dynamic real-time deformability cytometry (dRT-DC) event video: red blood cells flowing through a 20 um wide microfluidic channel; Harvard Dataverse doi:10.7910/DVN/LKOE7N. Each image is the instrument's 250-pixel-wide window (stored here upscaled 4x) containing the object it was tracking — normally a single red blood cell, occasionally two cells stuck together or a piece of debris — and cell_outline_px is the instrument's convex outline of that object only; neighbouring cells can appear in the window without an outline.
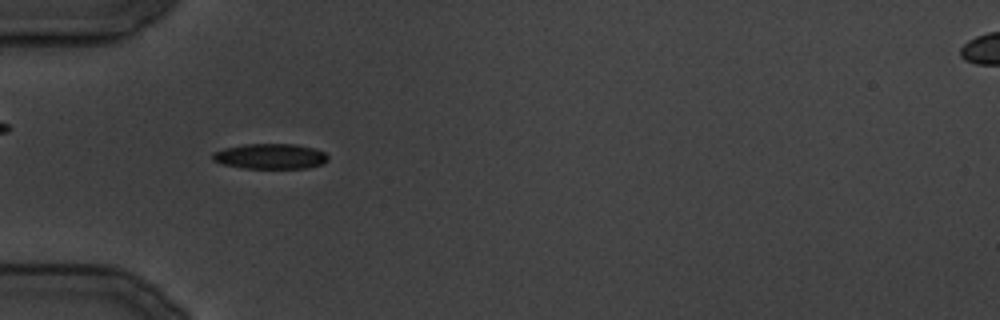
{"species": "common noctule bat (a hibernating species)", "species_latin": "Nyctalus noctula", "temperature_condition": "cold", "stored_images_in_passage": 12, "camera_frame_rate_fps": 3000, "um_per_image_px": 0.085, "animal": {"sex": "male", "body_mass_g": 19.5, "forearm_length_mm": 54.6}, "frame": {"image": 1, "passage_image": 6, "time_ms": 6.0, "image_size_px": [1000, 320], "cell_outline_px": [[328, 160], [324, 164], [308, 168], [244, 168], [224, 164], [212, 160], [212, 152], [224, 148], [244, 144], [296, 144], [316, 148], [324, 152], [328, 156]], "centroid_in_image_um": [23.01, 13.28], "position_along_channel_um": 62.0, "area_um2": 17.17}}
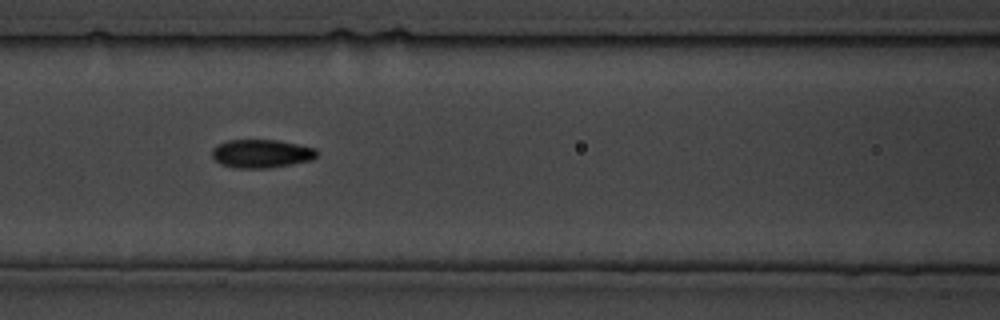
{"frame": {"image": 2, "passage_image": 10, "time_ms": 11.333, "image_size_px": [1000, 320], "cell_outline_px": [[320, 152], [312, 160], [292, 164], [268, 168], [232, 168], [220, 164], [212, 156], [212, 148], [216, 144], [228, 140], [276, 140], [316, 148]], "centroid_in_image_um": [22.21, 13.06], "position_along_channel_um": 144.4, "area_um2": 17.51}}
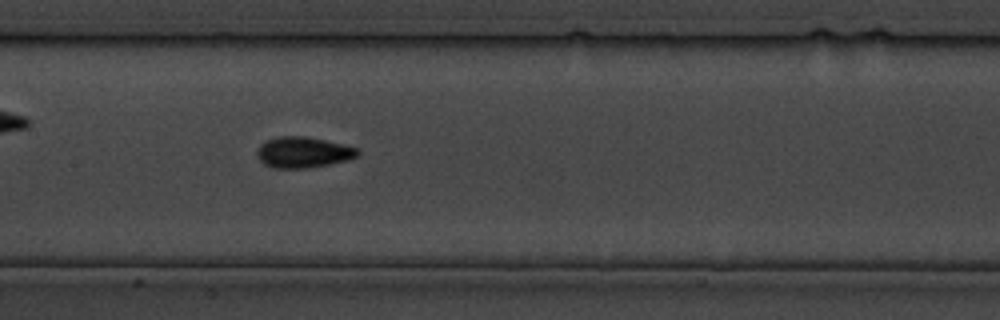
{"frame": {"image": 3, "passage_image": 12, "time_ms": 13.667, "image_size_px": [1000, 320], "cell_outline_px": [[360, 156], [348, 160], [328, 164], [304, 168], [276, 168], [264, 164], [256, 156], [256, 152], [260, 144], [264, 140], [280, 136], [304, 136], [344, 144], [360, 148]], "centroid_in_image_um": [25.78, 12.94], "position_along_channel_um": 181.6, "area_um2": 18.26}}